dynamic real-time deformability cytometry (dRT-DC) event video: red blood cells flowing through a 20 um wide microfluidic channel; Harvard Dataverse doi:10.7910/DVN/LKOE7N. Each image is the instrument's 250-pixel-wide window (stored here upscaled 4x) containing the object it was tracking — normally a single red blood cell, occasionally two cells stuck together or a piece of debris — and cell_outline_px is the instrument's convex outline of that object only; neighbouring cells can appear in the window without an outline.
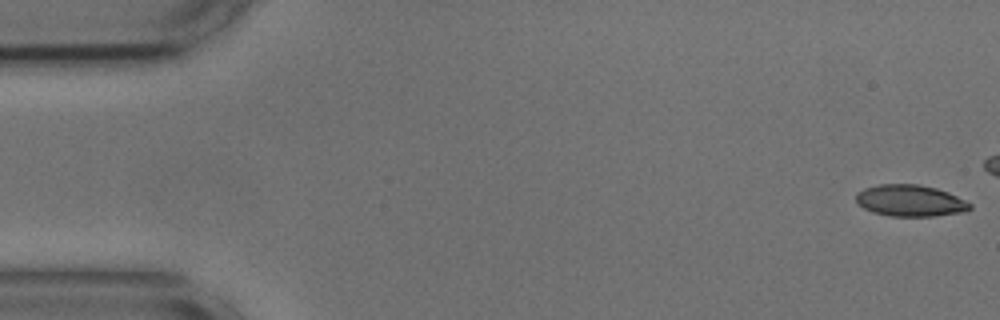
{"species": "common noctule bat (a hibernating species)", "species_latin": "Nyctalus noctula", "temperature_condition": "cold", "stored_images_in_passage": 44, "camera_frame_rate_fps": 3000, "um_per_image_px": 0.085, "animal": {"sex": "male", "body_mass_g": 17.9, "forearm_length_mm": 54.2}, "frame": {"image": 1, "passage_image": 1, "time_ms": 0.0, "image_size_px": [1000, 320], "cell_outline_px": [[972, 208], [968, 212], [932, 216], [888, 216], [872, 212], [856, 204], [856, 192], [864, 188], [880, 184], [920, 184], [936, 188], [948, 192], [972, 204]], "centroid_in_image_um": [77.37, 17.06], "position_along_channel_um": 7.6, "area_um2": 21.21}}
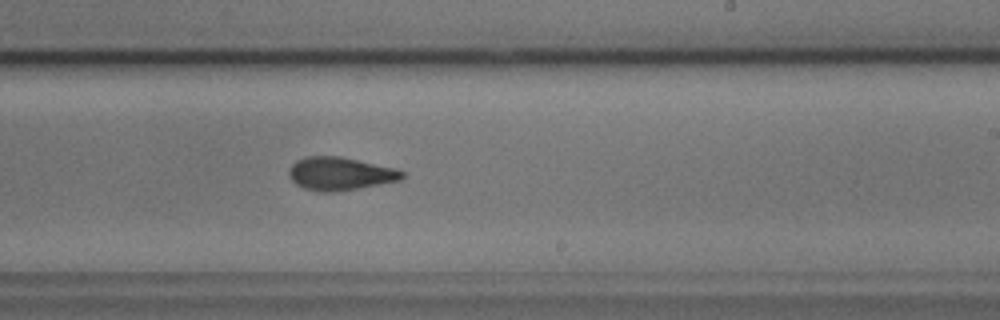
{"frame": {"image": 2, "passage_image": 32, "time_ms": 10.333, "image_size_px": [1000, 320], "cell_outline_px": [[404, 176], [400, 180], [380, 184], [332, 192], [320, 192], [304, 188], [296, 184], [288, 176], [288, 172], [292, 164], [296, 160], [308, 156], [340, 156], [396, 168], [404, 172]], "centroid_in_image_um": [28.89, 14.75], "position_along_channel_um": 260.1, "area_um2": 21.73}}
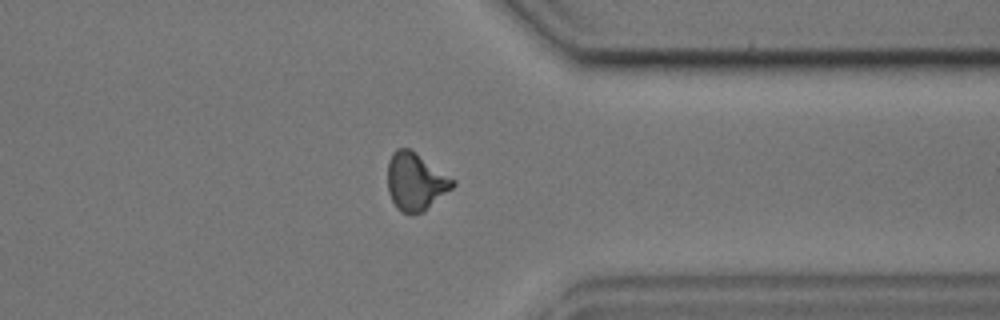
{"frame": {"image": 3, "passage_image": 42, "time_ms": 13.667, "image_size_px": [1000, 320], "cell_outline_px": [[456, 184], [452, 188], [424, 212], [400, 212], [396, 208], [388, 192], [388, 160], [392, 152], [396, 148], [408, 148], [416, 152], [456, 180]], "centroid_in_image_um": [35.32, 15.42], "position_along_channel_um": 376.1, "area_um2": 21.91}}